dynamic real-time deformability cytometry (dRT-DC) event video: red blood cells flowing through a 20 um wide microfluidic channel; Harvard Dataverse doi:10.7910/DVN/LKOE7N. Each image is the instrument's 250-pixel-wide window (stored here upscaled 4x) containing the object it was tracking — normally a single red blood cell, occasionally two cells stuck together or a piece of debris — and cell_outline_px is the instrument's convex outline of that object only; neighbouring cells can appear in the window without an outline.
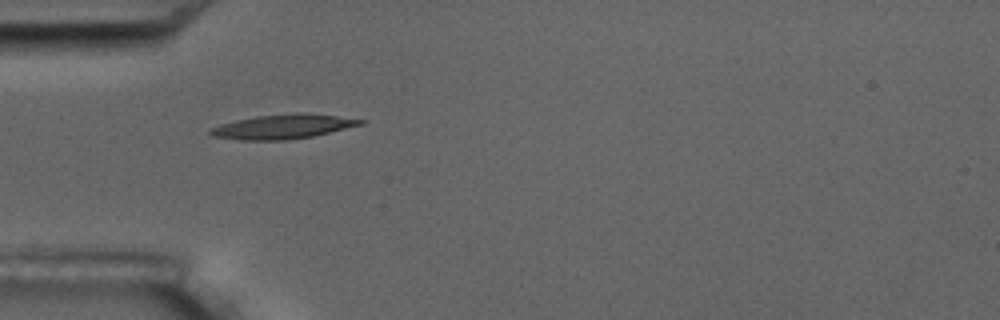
{"species": "common noctule bat (a hibernating species)", "species_latin": "Nyctalus noctula", "temperature_condition": "room temperature", "stored_images_in_passage": 3, "camera_frame_rate_fps": 3000, "um_per_image_px": 0.085, "animal": {"sex": "male", "body_mass_g": 17.5, "forearm_length_mm": 52.3}, "frame": {"image": 1, "passage_image": 1, "time_ms": 0.0, "image_size_px": [1000, 320], "cell_outline_px": [[368, 120], [364, 124], [312, 136], [288, 140], [244, 140], [212, 136], [208, 132], [208, 128], [220, 124], [236, 120], [256, 116], [296, 112], [300, 112], [336, 116]], "centroid_in_image_um": [24.04, 10.75], "position_along_channel_um": 61.0, "area_um2": 21.39}}